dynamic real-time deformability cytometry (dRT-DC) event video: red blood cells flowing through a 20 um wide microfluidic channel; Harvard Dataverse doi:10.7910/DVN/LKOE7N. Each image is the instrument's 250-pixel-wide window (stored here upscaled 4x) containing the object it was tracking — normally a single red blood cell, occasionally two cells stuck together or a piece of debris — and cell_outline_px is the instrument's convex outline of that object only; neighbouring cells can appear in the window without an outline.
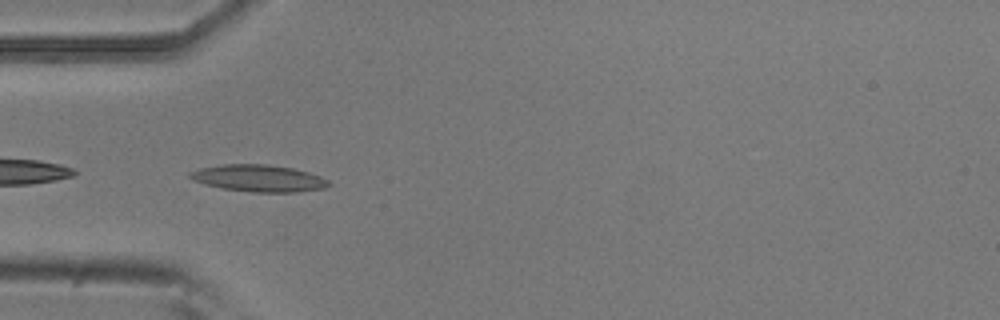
{"species": "common noctule bat (a hibernating species)", "species_latin": "Nyctalus noctula", "temperature_condition": "room temperature", "stored_images_in_passage": 38, "camera_frame_rate_fps": 3000, "um_per_image_px": 0.085, "animal": {"sex": "male", "body_mass_g": 20.5, "forearm_length_mm": 52.5}, "frame": {"image": 1, "passage_image": 1, "time_ms": 0.0, "image_size_px": [1000, 320], "cell_outline_px": [[332, 184], [324, 188], [300, 192], [252, 192], [224, 188], [192, 180], [188, 176], [188, 172], [200, 168], [224, 164], [268, 164], [292, 168], [308, 172], [320, 176], [328, 180]], "centroid_in_image_um": [22.01, 15.15], "position_along_channel_um": 63.0, "area_um2": 21.68}}
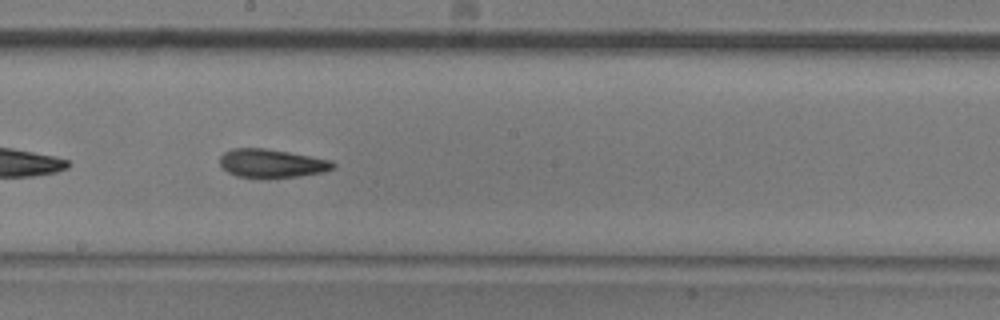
{"frame": {"image": 2, "passage_image": 14, "time_ms": 4.333, "image_size_px": [1000, 320], "cell_outline_px": [[336, 168], [324, 172], [296, 176], [236, 176], [228, 172], [220, 164], [220, 156], [224, 152], [232, 148], [264, 148], [312, 156], [332, 160], [336, 164]], "centroid_in_image_um": [23.13, 13.85], "position_along_channel_um": 225.1, "area_um2": 18.44}}
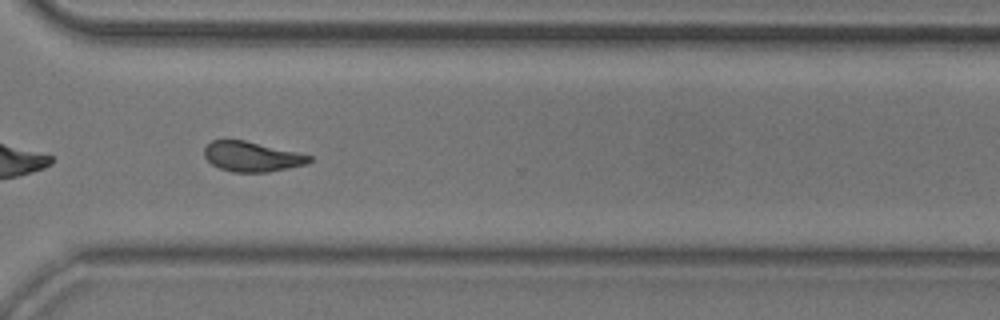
{"frame": {"image": 3, "passage_image": 24, "time_ms": 7.667, "image_size_px": [1000, 320], "cell_outline_px": [[312, 160], [308, 164], [268, 172], [232, 172], [220, 168], [212, 164], [204, 156], [204, 148], [212, 140], [244, 140], [296, 152], [312, 156]], "centroid_in_image_um": [21.41, 13.32], "position_along_channel_um": 349.2, "area_um2": 18.21}, "authors_computed_cell_mechanics": {"area_um2": 18.6405, "velocity_mm_per_s": 3.7411, "shape_relaxation_time_tau1_ms": 7.3891, "shape_relaxation_time_tau2_ms": 3.1615, "deformation_change_tau1": 0.1967, "deformation_change_tau2": 0.1112}}